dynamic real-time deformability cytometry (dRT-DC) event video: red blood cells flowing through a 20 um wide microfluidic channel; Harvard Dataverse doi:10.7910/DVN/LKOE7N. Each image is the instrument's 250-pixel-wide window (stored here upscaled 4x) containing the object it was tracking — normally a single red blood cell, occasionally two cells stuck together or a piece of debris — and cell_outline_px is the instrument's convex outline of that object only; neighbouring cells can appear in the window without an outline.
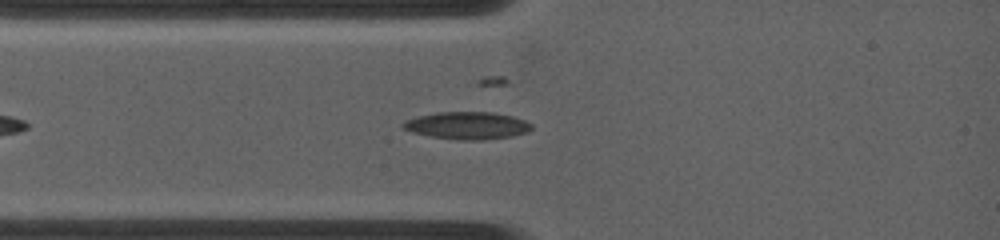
{"species": "common noctule bat (a hibernating species)", "species_latin": "Nyctalus noctula", "temperature_condition": "warm", "stored_images_in_passage": 59, "camera_frame_rate_fps": 4500, "um_per_image_px": 0.085, "animal": {"sex": "female", "body_mass_g": 19.0, "forearm_length_mm": 53.3}, "frame": {"image": 1, "passage_image": 9, "time_ms": 1.778, "image_size_px": [1000, 240], "cell_outline_px": [[532, 128], [528, 132], [512, 136], [484, 140], [460, 140], [432, 136], [412, 132], [404, 128], [400, 124], [404, 120], [436, 112], [492, 112], [512, 116], [524, 120], [532, 124]], "centroid_in_image_um": [39.73, 10.67], "position_along_channel_um": 45.3, "area_um2": 20.46}}
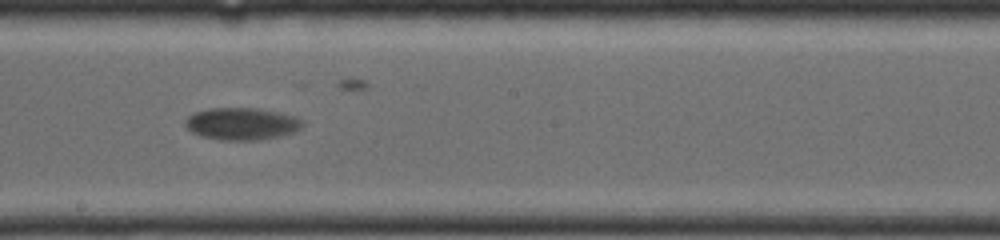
{"frame": {"image": 2, "passage_image": 31, "time_ms": 6.667, "image_size_px": [1000, 240], "cell_outline_px": [[300, 128], [292, 132], [280, 136], [260, 140], [220, 140], [200, 136], [192, 132], [184, 124], [188, 116], [196, 112], [212, 108], [256, 108], [276, 112], [292, 116], [300, 120]], "centroid_in_image_um": [20.48, 10.53], "position_along_channel_um": 227.7, "area_um2": 21.62}}
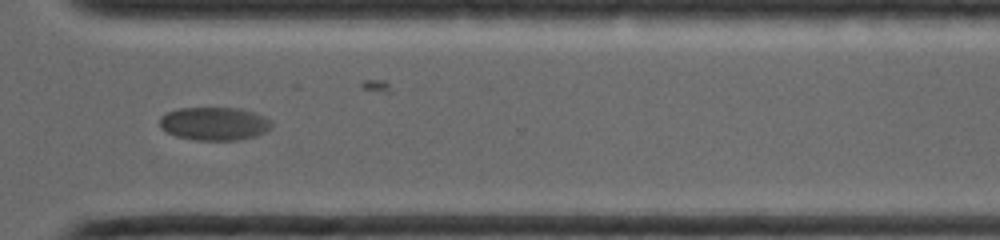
{"frame": {"image": 3, "passage_image": 46, "time_ms": 10.0, "image_size_px": [1000, 240], "cell_outline_px": [[272, 124], [264, 132], [256, 136], [240, 140], [196, 140], [176, 136], [160, 128], [160, 116], [168, 112], [180, 108], [240, 108], [264, 116], [272, 120]], "centroid_in_image_um": [18.22, 10.51], "position_along_channel_um": 352.4, "area_um2": 21.62}, "authors_computed_cell_mechanics": {"area_um2": 21.3282, "velocity_mm_per_s": 3.7322, "shape_relaxation_time_tau1_ms": 6.3264, "shape_relaxation_time_tau2_ms": null, "deformation_change_tau1": 0.1604, "deformation_change_tau2": null}}